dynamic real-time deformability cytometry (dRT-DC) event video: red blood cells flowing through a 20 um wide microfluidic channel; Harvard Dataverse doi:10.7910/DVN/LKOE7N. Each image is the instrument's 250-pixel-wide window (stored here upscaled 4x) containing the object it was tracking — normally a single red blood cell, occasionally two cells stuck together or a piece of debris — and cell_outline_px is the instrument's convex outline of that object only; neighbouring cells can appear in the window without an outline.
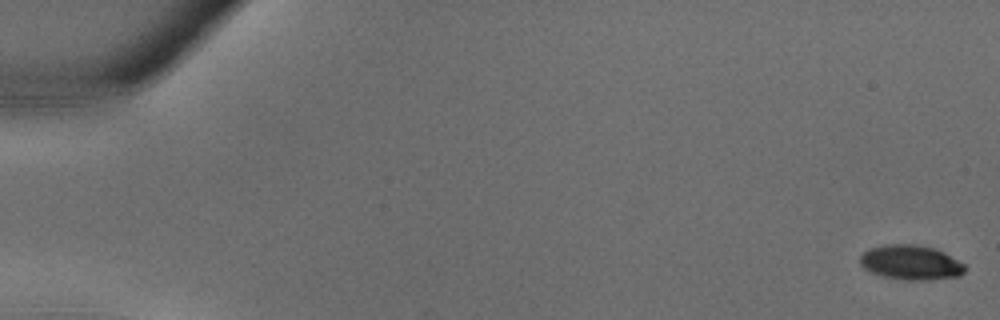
{"species": "common noctule bat (a hibernating species)", "species_latin": "Nyctalus noctula", "temperature_condition": "warm", "stored_images_in_passage": 37, "camera_frame_rate_fps": 3000, "um_per_image_px": 0.085, "animal": {"sex": "male", "body_mass_g": 18.8}, "frame": {"image": 1, "passage_image": 1, "time_ms": 0.0, "image_size_px": [1000, 320], "cell_outline_px": [[968, 268], [960, 276], [928, 280], [908, 280], [884, 276], [872, 272], [864, 268], [860, 264], [860, 256], [868, 248], [884, 244], [912, 244], [932, 248], [944, 252], [964, 264]], "centroid_in_image_um": [77.43, 22.31], "position_along_channel_um": 7.6, "area_um2": 21.15}}
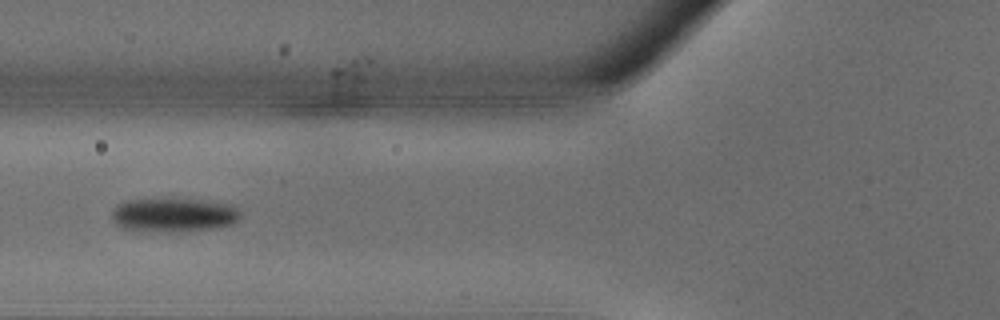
{"frame": {"image": 2, "passage_image": 15, "time_ms": 4.667, "image_size_px": [1000, 320], "cell_outline_px": [[240, 216], [232, 224], [220, 228], [180, 232], [168, 232], [120, 228], [112, 220], [112, 208], [116, 204], [124, 200], [196, 200], [232, 204], [240, 212]], "centroid_in_image_um": [14.75, 18.29], "position_along_channel_um": 111.1, "area_um2": 25.37}}
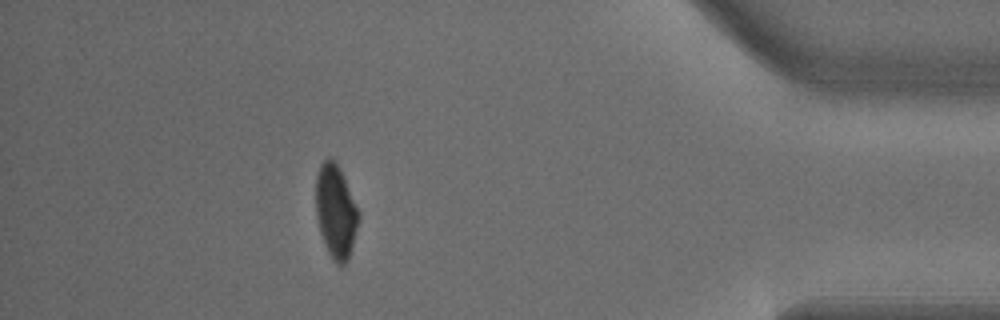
{"frame": {"image": 3, "passage_image": 33, "time_ms": 10.667, "image_size_px": [1000, 320], "cell_outline_px": [[360, 216], [348, 260], [344, 264], [336, 264], [332, 260], [324, 244], [320, 232], [316, 212], [316, 176], [320, 164], [328, 156], [336, 160], [340, 168], [360, 212]], "centroid_in_image_um": [28.54, 17.94], "position_along_channel_um": 406.7, "area_um2": 23.41}}